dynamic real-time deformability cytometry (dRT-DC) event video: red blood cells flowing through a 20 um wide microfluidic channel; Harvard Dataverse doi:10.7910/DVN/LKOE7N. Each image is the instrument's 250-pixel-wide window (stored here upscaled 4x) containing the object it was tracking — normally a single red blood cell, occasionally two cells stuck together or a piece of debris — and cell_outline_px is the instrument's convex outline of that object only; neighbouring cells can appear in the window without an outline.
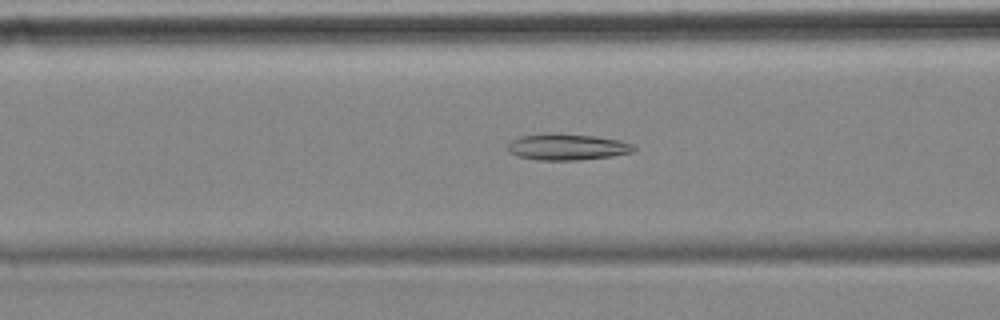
{"species": "common noctule bat (a hibernating species)", "species_latin": "Nyctalus noctula", "temperature_condition": "cold", "stored_images_in_passage": 40, "camera_frame_rate_fps": 3000, "um_per_image_px": 0.085, "animal": {"sex": "female", "body_mass_g": 18.4}, "frame": {"image": 1, "passage_image": 5, "time_ms": 1.333, "image_size_px": [1000, 320], "cell_outline_px": [[636, 148], [632, 152], [612, 156], [576, 160], [540, 160], [516, 156], [508, 152], [508, 144], [512, 140], [520, 136], [544, 132], [552, 132], [592, 136], [620, 140], [632, 144]], "centroid_in_image_um": [48.16, 12.48], "position_along_channel_um": 118.4, "area_um2": 19.48}}
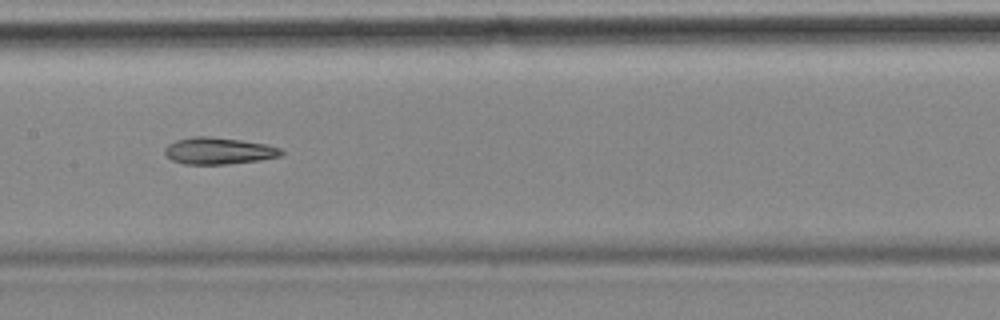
{"frame": {"image": 2, "passage_image": 11, "time_ms": 3.333, "image_size_px": [1000, 320], "cell_outline_px": [[284, 152], [280, 156], [260, 160], [224, 164], [184, 164], [172, 160], [164, 152], [164, 148], [168, 144], [176, 140], [192, 136], [208, 136], [240, 140], [264, 144], [280, 148]], "centroid_in_image_um": [18.55, 12.82], "position_along_channel_um": 188.8, "area_um2": 18.03}}
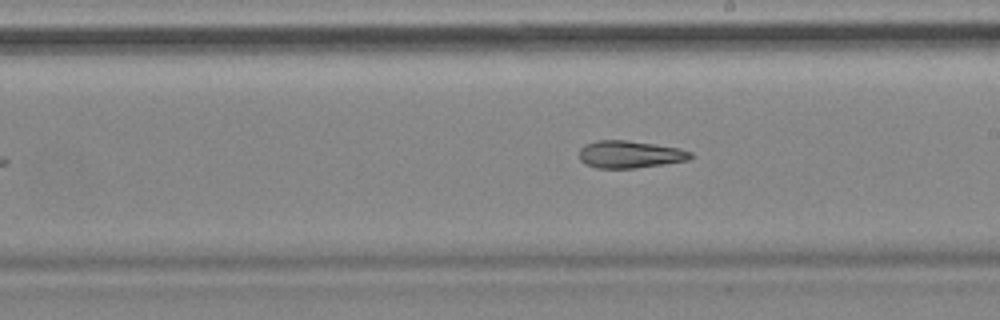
{"frame": {"image": 3, "passage_image": 15, "time_ms": 4.667, "image_size_px": [1000, 320], "cell_outline_px": [[692, 156], [688, 160], [636, 168], [596, 168], [584, 164], [580, 160], [580, 148], [584, 144], [596, 140], [624, 140], [680, 148], [692, 152]], "centroid_in_image_um": [53.5, 13.12], "position_along_channel_um": 235.5, "area_um2": 17.69}}